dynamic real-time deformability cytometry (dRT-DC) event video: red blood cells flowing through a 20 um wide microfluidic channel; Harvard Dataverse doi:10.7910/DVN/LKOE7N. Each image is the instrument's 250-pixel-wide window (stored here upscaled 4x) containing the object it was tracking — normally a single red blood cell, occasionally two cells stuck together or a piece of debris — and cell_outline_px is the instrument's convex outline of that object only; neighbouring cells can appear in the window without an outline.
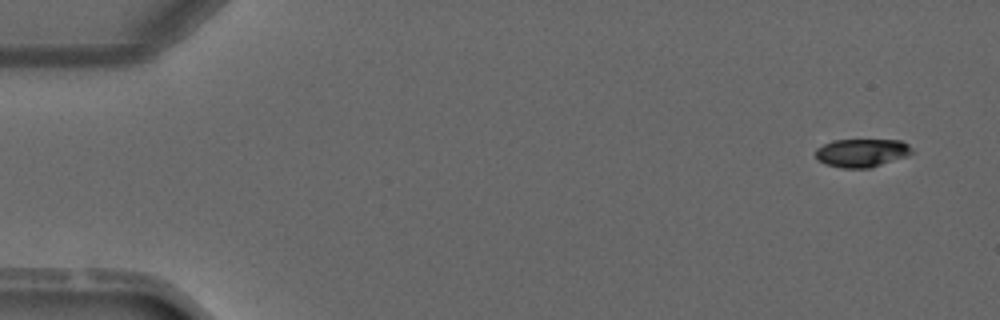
{"species": "common noctule bat (a hibernating species)", "species_latin": "Nyctalus noctula", "temperature_condition": "warm", "stored_images_in_passage": 4, "camera_frame_rate_fps": 3000, "um_per_image_px": 0.085, "animal": {"sex": "male", "forearm_length_mm": 52.5}, "frame": {"image": 1, "passage_image": 1, "time_ms": 0.0, "image_size_px": [1000, 320], "cell_outline_px": [[912, 152], [908, 156], [868, 168], [840, 168], [824, 164], [816, 156], [816, 148], [832, 140], [900, 140], [908, 144], [912, 148]], "centroid_in_image_um": [73.25, 12.99], "position_along_channel_um": 11.8, "area_um2": 15.84}}
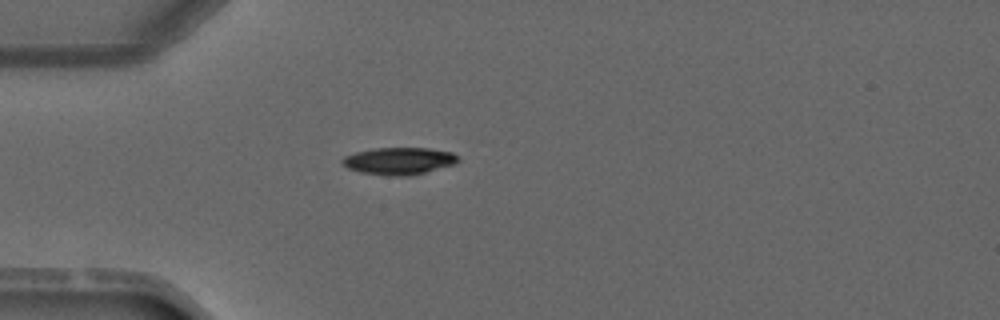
{"frame": {"image": 2, "passage_image": 4, "time_ms": 3.333, "image_size_px": [1000, 320], "cell_outline_px": [[460, 160], [456, 164], [412, 176], [388, 176], [360, 172], [348, 168], [340, 160], [344, 156], [356, 152], [376, 148], [428, 148], [452, 152], [460, 156]], "centroid_in_image_um": [33.97, 13.69], "position_along_channel_um": 51.0, "area_um2": 18.55}}